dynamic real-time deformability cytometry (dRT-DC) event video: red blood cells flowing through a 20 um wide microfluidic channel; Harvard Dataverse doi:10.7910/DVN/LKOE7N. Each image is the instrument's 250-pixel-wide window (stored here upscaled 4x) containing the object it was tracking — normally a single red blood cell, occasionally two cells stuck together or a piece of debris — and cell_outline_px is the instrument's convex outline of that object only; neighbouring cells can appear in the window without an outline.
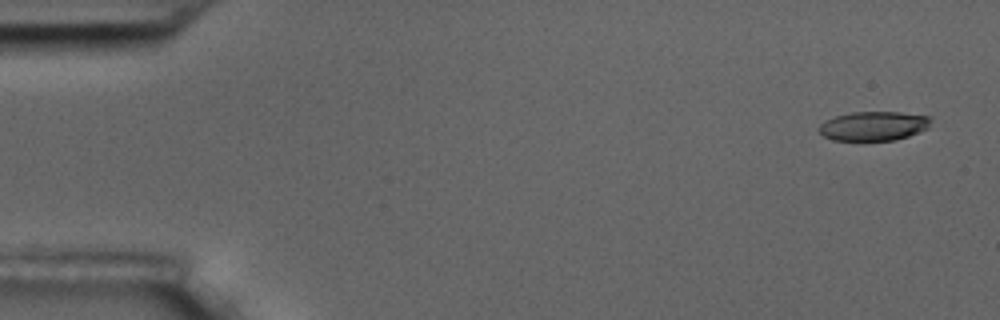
{"species": "common noctule bat (a hibernating species)", "species_latin": "Nyctalus noctula", "temperature_condition": "room temperature", "stored_images_in_passage": 6, "segment_of_instrument_passage": [1, 2], "camera_frame_rate_fps": 3000, "um_per_image_px": 0.085, "animal": {"sex": "male", "body_mass_g": 17.5, "forearm_length_mm": 52.3}, "frame": {"image": 1, "passage_image": 1, "time_ms": 0.0, "image_size_px": [1000, 320], "cell_outline_px": [[932, 120], [928, 128], [920, 132], [896, 140], [832, 140], [824, 136], [816, 128], [824, 120], [836, 116], [852, 112], [900, 112], [932, 116]], "centroid_in_image_um": [74.27, 10.7], "position_along_channel_um": 10.7, "area_um2": 19.25}}